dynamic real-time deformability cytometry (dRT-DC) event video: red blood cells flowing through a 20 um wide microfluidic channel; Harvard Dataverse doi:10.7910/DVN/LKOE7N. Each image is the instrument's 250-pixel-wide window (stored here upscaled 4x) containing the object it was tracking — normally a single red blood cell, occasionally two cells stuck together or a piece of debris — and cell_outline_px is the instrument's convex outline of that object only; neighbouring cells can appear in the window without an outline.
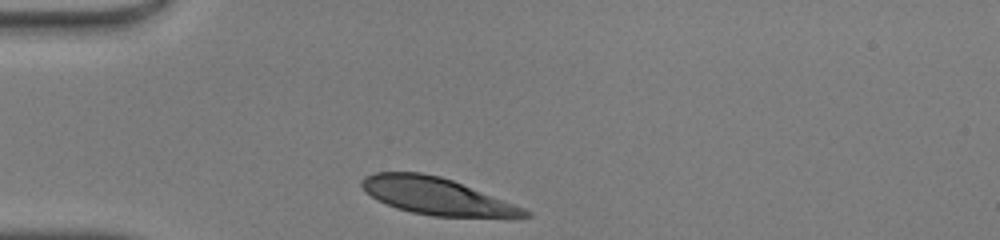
{"species": "human", "species_latin": "Homo sapiens", "temperature_condition": "warm", "stored_images_in_passage": 27, "camera_frame_rate_fps": 3000, "um_per_image_px": 0.085, "donor": {"sex": "male"}, "frame": {"image": 1, "passage_image": 1, "time_ms": 0.0, "image_size_px": [1000, 240], "cell_outline_px": [[532, 216], [520, 220], [512, 220], [432, 216], [412, 212], [396, 208], [376, 200], [360, 184], [360, 180], [364, 176], [376, 172], [420, 172], [440, 176], [452, 180], [524, 208], [532, 212]], "centroid_in_image_um": [37.25, 16.73], "position_along_channel_um": 47.8, "area_um2": 35.95}}
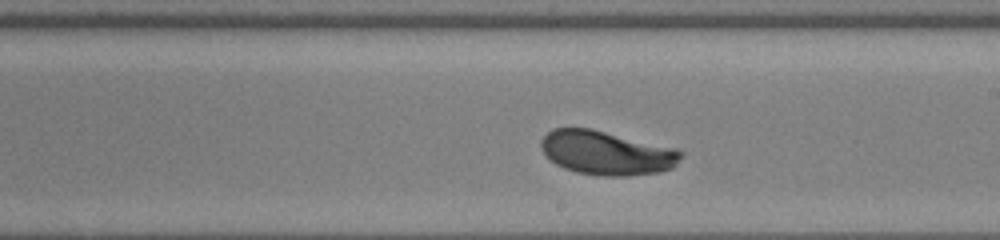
{"frame": {"image": 2, "passage_image": 16, "time_ms": 5.0, "image_size_px": [1000, 240], "cell_outline_px": [[684, 152], [676, 164], [672, 168], [660, 172], [624, 176], [600, 176], [576, 172], [564, 168], [556, 164], [540, 148], [540, 140], [552, 128], [592, 128], [680, 148]], "centroid_in_image_um": [51.6, 12.98], "position_along_channel_um": 237.4, "area_um2": 36.3}}
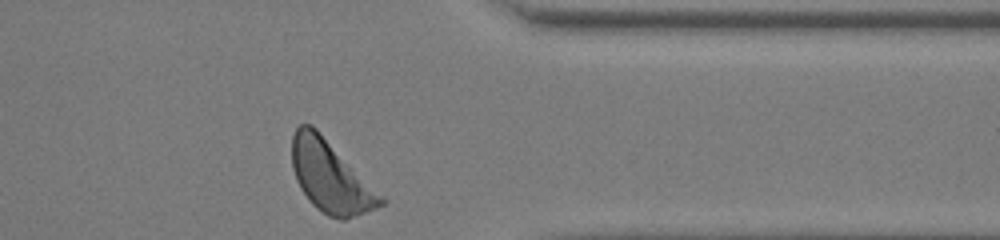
{"frame": {"image": 3, "passage_image": 27, "time_ms": 8.667, "image_size_px": [1000, 240], "cell_outline_px": [[384, 204], [376, 208], [344, 220], [340, 220], [328, 216], [316, 208], [308, 200], [300, 188], [296, 180], [292, 168], [292, 136], [296, 128], [300, 124], [312, 124], [384, 196]], "centroid_in_image_um": [28.08, 15.03], "position_along_channel_um": 383.3, "area_um2": 36.93}, "authors_computed_cell_mechanics": {"area_um2": 36.2984, "velocity_mm_per_s": 4.2234, "shape_relaxation_time_tau1_ms": 2.0672, "shape_relaxation_time_tau2_ms": null, "deformation_change_tau1": 0.1597, "deformation_change_tau2": null}}